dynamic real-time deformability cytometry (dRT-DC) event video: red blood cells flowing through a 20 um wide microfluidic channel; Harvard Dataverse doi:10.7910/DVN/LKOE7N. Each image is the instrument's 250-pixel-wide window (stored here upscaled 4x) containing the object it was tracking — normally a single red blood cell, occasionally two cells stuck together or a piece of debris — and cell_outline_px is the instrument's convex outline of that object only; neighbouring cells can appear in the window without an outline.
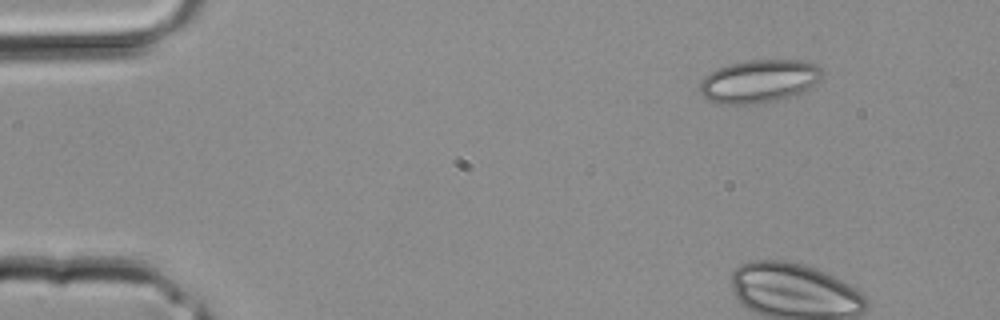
{"species": "common noctule bat (a hibernating species)", "species_latin": "Nyctalus noctula", "temperature_condition": "room temperature", "stored_images_in_passage": 3, "camera_frame_rate_fps": 3000, "um_per_image_px": 0.085, "animal": {"sex": "male", "body_mass_g": 20.4}, "frame": {"image": 1, "passage_image": 1, "time_ms": 0.0, "image_size_px": [1000, 320], "cell_outline_px": [[824, 72], [804, 92], [796, 96], [776, 100], [752, 104], [716, 104], [708, 100], [696, 88], [700, 80], [704, 76], [716, 68], [728, 64], [744, 60], [804, 60], [816, 64]], "centroid_in_image_um": [64.45, 6.9], "position_along_channel_um": 20.5, "area_um2": 31.1}}